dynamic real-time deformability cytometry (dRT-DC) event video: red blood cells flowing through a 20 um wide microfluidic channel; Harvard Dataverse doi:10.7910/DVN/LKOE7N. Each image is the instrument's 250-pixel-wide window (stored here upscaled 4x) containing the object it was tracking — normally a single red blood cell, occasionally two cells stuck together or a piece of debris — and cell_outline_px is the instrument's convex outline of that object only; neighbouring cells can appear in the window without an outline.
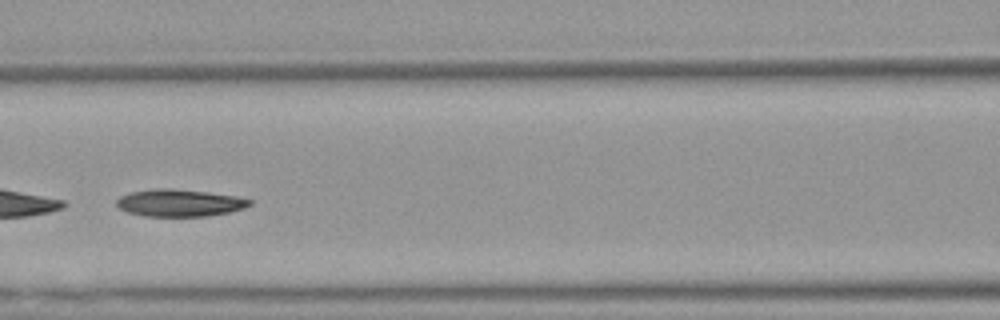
{"species": "Egyptian fruit bat (a non-hibernating species)", "species_latin": "Rousettus aegyptiacus", "temperature_condition": "warm", "stored_images_in_passage": 29, "camera_frame_rate_fps": 3000, "um_per_image_px": 0.085, "animal": {"sex": "female"}, "frame": {"image": 1, "passage_image": 9, "time_ms": 2.667, "image_size_px": [1000, 320], "cell_outline_px": [[252, 204], [244, 208], [228, 212], [208, 216], [144, 216], [128, 212], [120, 208], [116, 204], [116, 200], [120, 196], [132, 192], [160, 188], [164, 188], [204, 192], [236, 196], [252, 200]], "centroid_in_image_um": [15.26, 17.25], "position_along_channel_um": 151.3, "area_um2": 20.75}}
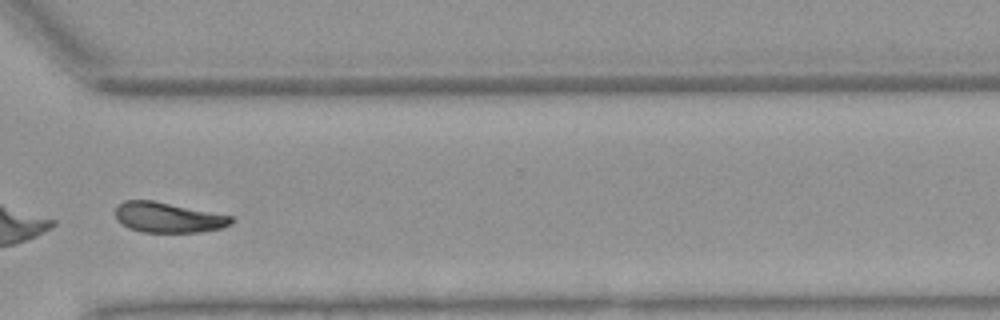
{"frame": {"image": 2, "passage_image": 25, "time_ms": 8.0, "image_size_px": [1000, 320], "cell_outline_px": [[236, 220], [232, 224], [220, 228], [200, 232], [140, 232], [128, 228], [116, 220], [116, 208], [124, 200], [152, 200], [232, 216]], "centroid_in_image_um": [14.29, 18.49], "position_along_channel_um": 356.3, "area_um2": 20.4}, "authors_computed_cell_mechanics": {"area_um2": 21.3282, "velocity_mm_per_s": 3.8436, "shape_relaxation_time_tau1_ms": 3.4853, "shape_relaxation_time_tau2_ms": null, "deformation_change_tau1": 0.146, "deformation_change_tau2": null}}